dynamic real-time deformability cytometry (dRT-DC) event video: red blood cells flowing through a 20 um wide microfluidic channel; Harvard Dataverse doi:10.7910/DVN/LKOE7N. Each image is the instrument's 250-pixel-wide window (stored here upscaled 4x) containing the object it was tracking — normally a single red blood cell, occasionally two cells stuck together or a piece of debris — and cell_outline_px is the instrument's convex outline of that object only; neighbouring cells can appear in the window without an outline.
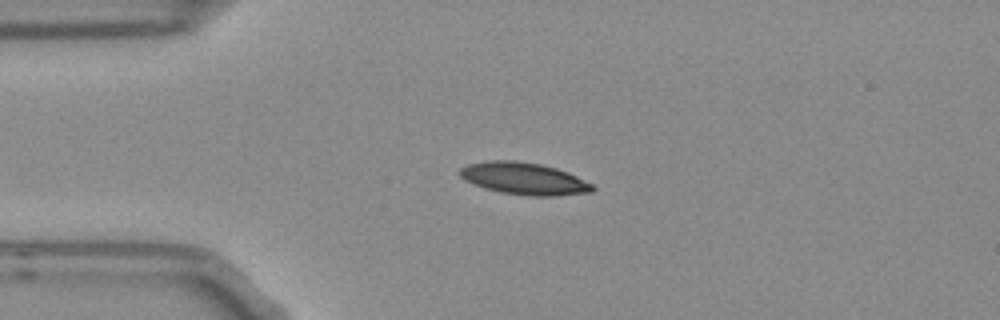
{"species": "Egyptian fruit bat (a non-hibernating species)", "species_latin": "Rousettus aegyptiacus", "temperature_condition": "room temperature", "stored_images_in_passage": 7, "camera_frame_rate_fps": 3000, "um_per_image_px": 0.085, "frame": {"image": 1, "passage_image": 3, "time_ms": 0.667, "image_size_px": [1000, 320], "cell_outline_px": [[596, 188], [592, 192], [552, 196], [532, 196], [504, 192], [488, 188], [464, 180], [456, 172], [460, 168], [468, 164], [488, 160], [512, 160], [540, 164], [556, 168], [568, 172], [592, 184]], "centroid_in_image_um": [44.54, 15.16], "position_along_channel_um": 40.5, "area_um2": 24.57}}
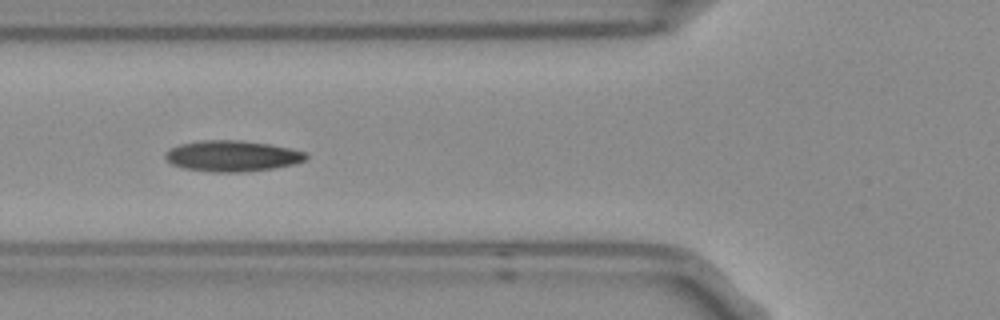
{"frame": {"image": 2, "passage_image": 5, "time_ms": 1.333, "image_size_px": [1000, 320], "cell_outline_px": [[308, 156], [304, 160], [292, 164], [272, 168], [244, 172], [212, 172], [184, 168], [172, 164], [164, 156], [164, 152], [168, 148], [180, 144], [204, 140], [240, 140], [268, 144], [292, 148], [304, 152]], "centroid_in_image_um": [19.7, 13.25], "position_along_channel_um": 106.1, "area_um2": 25.26}}